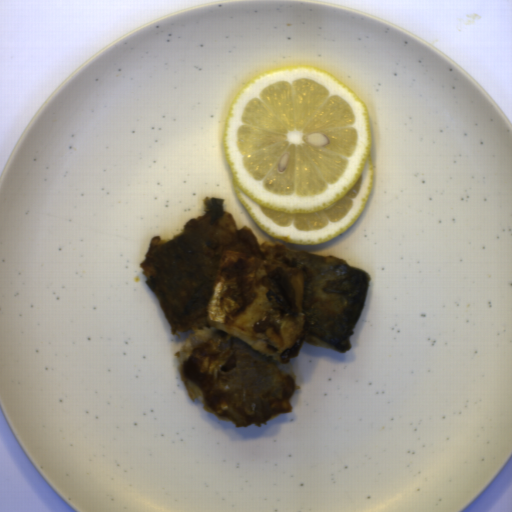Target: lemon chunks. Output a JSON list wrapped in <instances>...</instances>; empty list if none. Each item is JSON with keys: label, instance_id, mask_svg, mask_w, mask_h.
Listing matches in <instances>:
<instances>
[{"label": "lemon chunks", "instance_id": "lemon-chunks-1", "mask_svg": "<svg viewBox=\"0 0 512 512\" xmlns=\"http://www.w3.org/2000/svg\"><path fill=\"white\" fill-rule=\"evenodd\" d=\"M234 193L259 228L289 245L330 242L362 215L372 191V130L361 97L318 66L250 78L222 134Z\"/></svg>", "mask_w": 512, "mask_h": 512}]
</instances>
